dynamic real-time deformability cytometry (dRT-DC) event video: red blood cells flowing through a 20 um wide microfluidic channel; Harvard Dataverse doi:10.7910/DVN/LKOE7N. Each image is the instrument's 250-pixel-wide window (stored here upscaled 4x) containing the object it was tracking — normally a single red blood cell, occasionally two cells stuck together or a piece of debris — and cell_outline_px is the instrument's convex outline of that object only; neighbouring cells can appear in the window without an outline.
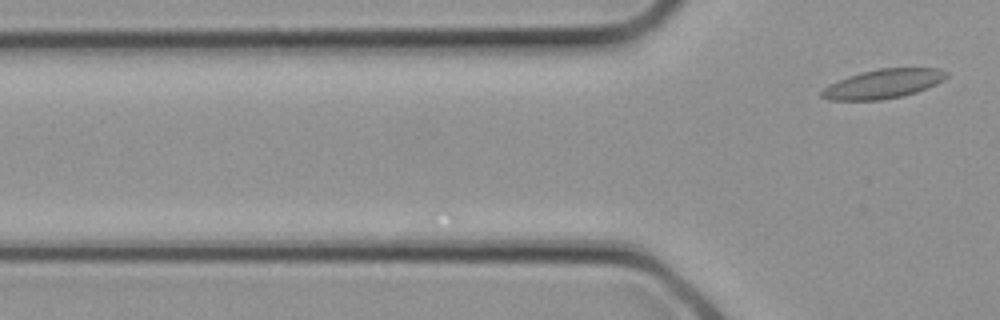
{"species": "common noctule bat (a hibernating species)", "species_latin": "Nyctalus noctula", "temperature_condition": "cold", "stored_images_in_passage": 3, "camera_frame_rate_fps": 3000, "um_per_image_px": 0.085, "animal": {"sex": "female", "body_mass_g": 21.9}, "frame": {"image": 1, "passage_image": 3, "time_ms": 0.667, "image_size_px": [1000, 320], "cell_outline_px": [[948, 76], [944, 80], [936, 84], [916, 92], [900, 96], [880, 100], [828, 100], [820, 96], [820, 92], [824, 88], [848, 76], [860, 72], [880, 68], [936, 68], [948, 72]], "centroid_in_image_um": [75.08, 7.12], "position_along_channel_um": 50.7, "area_um2": 21.04}}